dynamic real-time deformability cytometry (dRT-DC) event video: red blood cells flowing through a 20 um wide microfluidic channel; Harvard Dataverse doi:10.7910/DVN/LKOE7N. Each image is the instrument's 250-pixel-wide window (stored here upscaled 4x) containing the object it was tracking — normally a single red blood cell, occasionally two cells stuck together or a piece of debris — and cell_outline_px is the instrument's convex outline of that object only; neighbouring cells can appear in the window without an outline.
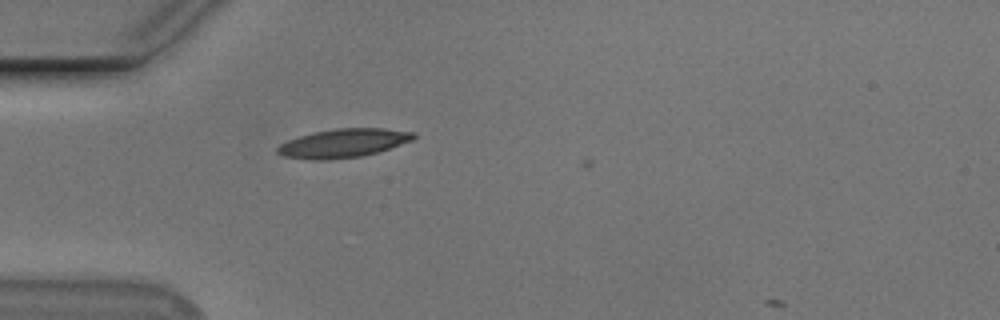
{"species": "Egyptian fruit bat (a non-hibernating species)", "species_latin": "Rousettus aegyptiacus", "temperature_condition": "cold", "stored_images_in_passage": 5, "camera_frame_rate_fps": 3000, "um_per_image_px": 0.085, "animal": {"sex": "male"}, "frame": {"image": 1, "passage_image": 4, "time_ms": 1.0, "image_size_px": [1000, 320], "cell_outline_px": [[416, 136], [412, 140], [376, 152], [360, 156], [328, 160], [312, 160], [284, 156], [276, 152], [276, 148], [280, 144], [288, 140], [300, 136], [316, 132], [336, 128], [384, 128], [416, 132]], "centroid_in_image_um": [29.17, 12.16], "position_along_channel_um": 55.8, "area_um2": 22.54}}